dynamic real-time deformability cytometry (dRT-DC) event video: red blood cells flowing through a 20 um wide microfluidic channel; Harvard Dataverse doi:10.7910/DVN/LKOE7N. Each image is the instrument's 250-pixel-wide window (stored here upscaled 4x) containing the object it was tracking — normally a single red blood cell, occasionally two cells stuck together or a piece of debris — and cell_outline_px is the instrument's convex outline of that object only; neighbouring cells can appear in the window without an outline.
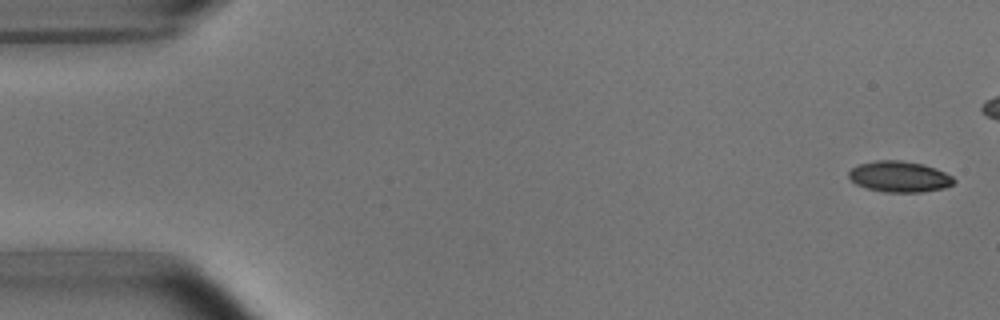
{"species": "common noctule bat (a hibernating species)", "species_latin": "Nyctalus noctula", "temperature_condition": "room temperature", "stored_images_in_passage": 6, "camera_frame_rate_fps": 3000, "um_per_image_px": 0.085, "animal": {"sex": "male", "body_mass_g": 15.6}, "frame": {"image": 1, "passage_image": 1, "time_ms": 0.0, "image_size_px": [1000, 320], "cell_outline_px": [[956, 180], [952, 184], [944, 188], [920, 192], [884, 192], [868, 188], [856, 184], [848, 176], [848, 172], [852, 168], [860, 164], [876, 160], [900, 160], [924, 164], [936, 168], [952, 176]], "centroid_in_image_um": [76.46, 15.01], "position_along_channel_um": 8.5, "area_um2": 18.9}}
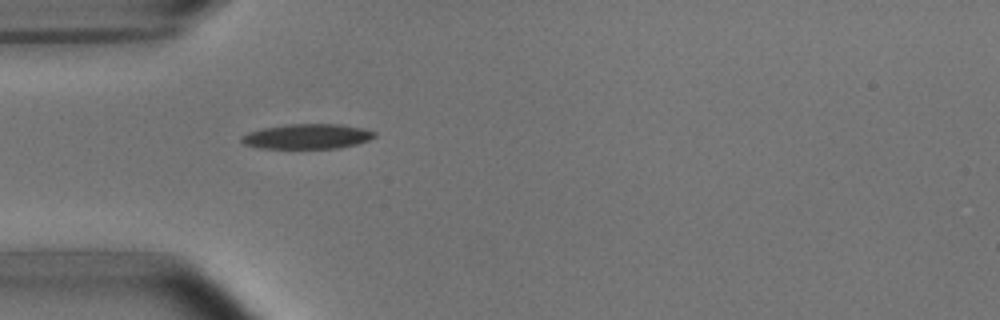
{"frame": {"image": 2, "passage_image": 6, "time_ms": 6.667, "image_size_px": [1000, 320], "cell_outline_px": [[376, 136], [368, 140], [356, 144], [340, 148], [260, 148], [244, 144], [240, 140], [240, 136], [248, 132], [264, 128], [288, 124], [340, 124], [364, 128], [376, 132]], "centroid_in_image_um": [26.12, 11.59], "position_along_channel_um": 58.9, "area_um2": 19.36}}